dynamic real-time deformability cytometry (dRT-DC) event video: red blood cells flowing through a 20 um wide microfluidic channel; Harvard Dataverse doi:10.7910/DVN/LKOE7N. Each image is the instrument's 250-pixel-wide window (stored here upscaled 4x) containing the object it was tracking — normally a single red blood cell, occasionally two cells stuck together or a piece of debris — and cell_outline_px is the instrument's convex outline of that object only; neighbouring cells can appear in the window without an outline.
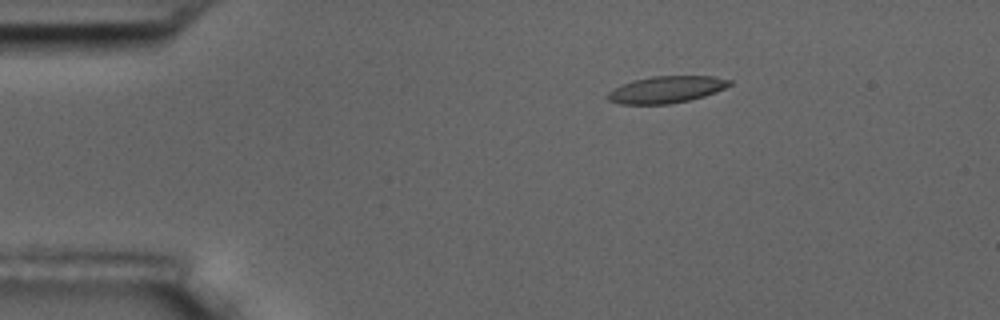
{"species": "common noctule bat (a hibernating species)", "species_latin": "Nyctalus noctula", "temperature_condition": "room temperature", "stored_images_in_passage": 5, "camera_frame_rate_fps": 3000, "um_per_image_px": 0.085, "animal": {"sex": "male", "body_mass_g": 17.5, "forearm_length_mm": 52.3}, "frame": {"image": 1, "passage_image": 3, "time_ms": 2.333, "image_size_px": [1000, 320], "cell_outline_px": [[732, 84], [716, 92], [704, 96], [688, 100], [668, 104], [620, 104], [608, 100], [604, 96], [608, 92], [632, 80], [652, 76], [712, 76], [732, 80]], "centroid_in_image_um": [56.63, 7.61], "position_along_channel_um": 28.4, "area_um2": 19.02}}